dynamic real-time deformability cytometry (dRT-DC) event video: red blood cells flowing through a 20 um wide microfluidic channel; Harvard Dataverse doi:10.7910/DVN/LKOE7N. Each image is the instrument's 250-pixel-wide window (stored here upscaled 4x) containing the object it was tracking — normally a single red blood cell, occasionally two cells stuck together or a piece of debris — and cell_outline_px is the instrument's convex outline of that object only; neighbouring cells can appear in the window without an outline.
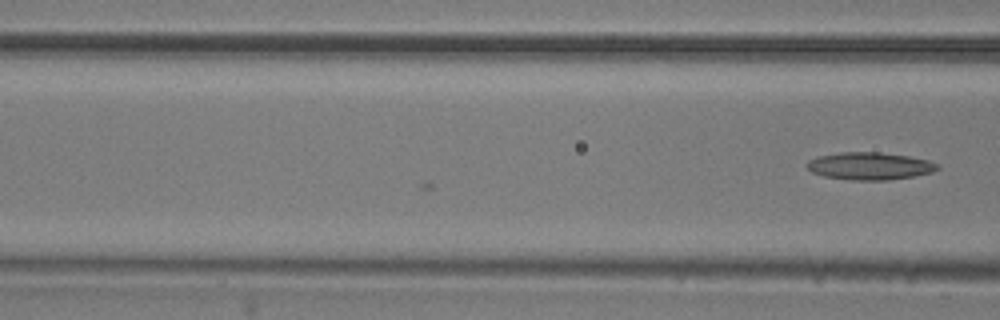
{"species": "common noctule bat (a hibernating species)", "species_latin": "Nyctalus noctula", "temperature_condition": "room temperature", "stored_images_in_passage": 7, "camera_frame_rate_fps": 3000, "um_per_image_px": 0.085, "animal": {"sex": "male", "body_mass_g": 20.5, "forearm_length_mm": 52.5}, "frame": {"image": 1, "passage_image": 7, "time_ms": 2.0, "image_size_px": [1000, 320], "cell_outline_px": [[940, 168], [932, 172], [912, 176], [888, 180], [852, 180], [824, 176], [812, 172], [804, 164], [808, 160], [820, 156], [840, 152], [880, 152], [908, 156], [928, 160], [936, 164]], "centroid_in_image_um": [73.9, 14.11], "position_along_channel_um": 92.7, "area_um2": 20.75}}